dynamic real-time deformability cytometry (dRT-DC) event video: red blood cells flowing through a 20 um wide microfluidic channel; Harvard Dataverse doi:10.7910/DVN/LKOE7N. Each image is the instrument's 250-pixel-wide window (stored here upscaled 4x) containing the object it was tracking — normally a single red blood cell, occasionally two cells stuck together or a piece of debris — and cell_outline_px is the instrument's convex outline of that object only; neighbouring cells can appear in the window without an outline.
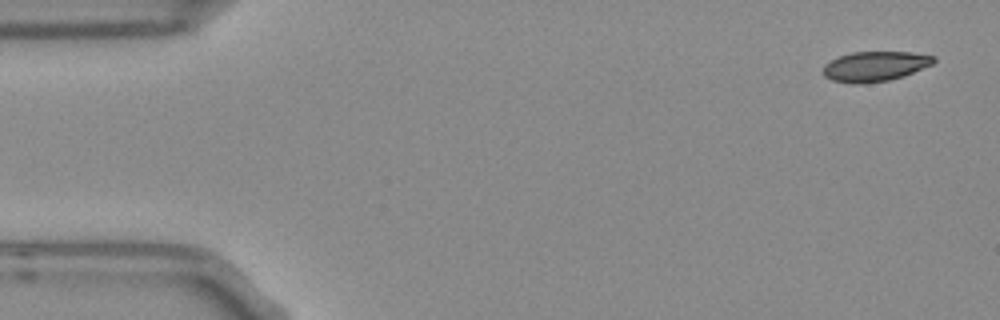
{"species": "Egyptian fruit bat (a non-hibernating species)", "species_latin": "Rousettus aegyptiacus", "temperature_condition": "room temperature", "stored_images_in_passage": 4, "camera_frame_rate_fps": 3000, "um_per_image_px": 0.085, "frame": {"image": 1, "passage_image": 1, "time_ms": 0.0, "image_size_px": [1000, 320], "cell_outline_px": [[936, 60], [932, 64], [904, 76], [888, 80], [856, 84], [852, 84], [832, 80], [824, 76], [820, 72], [824, 64], [840, 56], [852, 52], [912, 52], [936, 56]], "centroid_in_image_um": [74.35, 5.64], "position_along_channel_um": 10.7, "area_um2": 19.36}}